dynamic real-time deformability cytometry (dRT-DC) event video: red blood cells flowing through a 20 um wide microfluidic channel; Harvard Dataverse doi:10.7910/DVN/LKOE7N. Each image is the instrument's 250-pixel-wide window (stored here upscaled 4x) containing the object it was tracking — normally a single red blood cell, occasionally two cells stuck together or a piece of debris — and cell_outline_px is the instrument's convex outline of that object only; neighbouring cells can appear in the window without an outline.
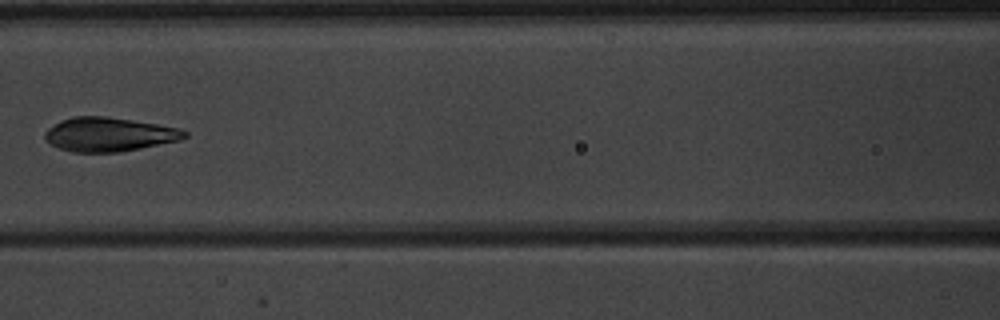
{"species": "common noctule bat (a hibernating species)", "species_latin": "Nyctalus noctula", "temperature_condition": "warm", "stored_images_in_passage": 8, "camera_frame_rate_fps": 3000, "um_per_image_px": 0.085, "animal": {"sex": "male", "body_mass_g": 20.1, "forearm_length_mm": 53.5}, "frame": {"image": 1, "passage_image": 7, "time_ms": 8.0, "image_size_px": [1000, 320], "cell_outline_px": [[188, 136], [180, 140], [120, 152], [72, 152], [60, 148], [44, 140], [44, 132], [48, 128], [60, 120], [72, 116], [104, 116], [132, 120], [156, 124], [176, 128], [188, 132]], "centroid_in_image_um": [9.22, 11.42], "position_along_channel_um": 157.4, "area_um2": 27.57}}
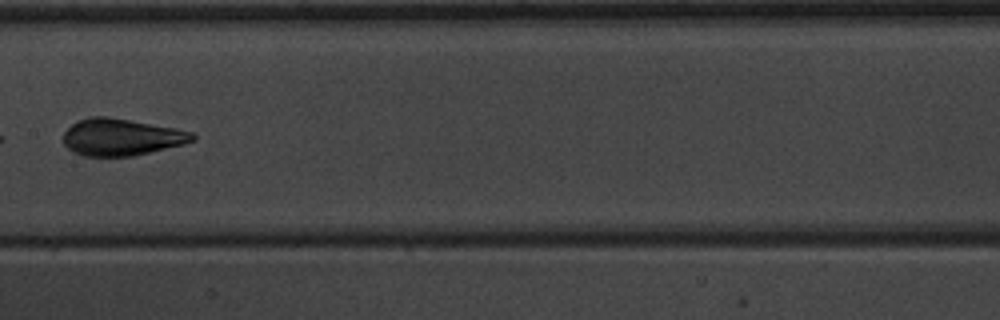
{"frame": {"image": 2, "passage_image": 8, "time_ms": 9.0, "image_size_px": [1000, 320], "cell_outline_px": [[196, 140], [184, 144], [132, 156], [84, 156], [72, 152], [64, 144], [64, 132], [72, 124], [88, 116], [108, 116], [176, 128], [192, 132], [196, 136]], "centroid_in_image_um": [10.32, 11.65], "position_along_channel_um": 197.1, "area_um2": 27.8}}